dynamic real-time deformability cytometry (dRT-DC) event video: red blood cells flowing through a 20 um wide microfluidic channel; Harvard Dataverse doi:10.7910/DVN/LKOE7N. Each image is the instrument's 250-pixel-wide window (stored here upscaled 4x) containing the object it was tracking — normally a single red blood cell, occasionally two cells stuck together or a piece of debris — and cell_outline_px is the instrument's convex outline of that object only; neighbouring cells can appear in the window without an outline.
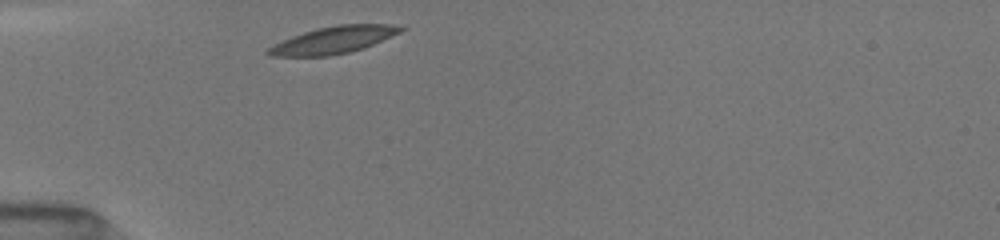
{"species": "common noctule bat (a hibernating species)", "species_latin": "Nyctalus noctula", "temperature_condition": "room temperature", "stored_images_in_passage": 1, "camera_frame_rate_fps": 3000, "um_per_image_px": 0.085, "animal": {"sex": "female", "body_mass_g": 19.5, "forearm_length_mm": 54.1}, "frame": {"image": 1, "passage_image": 1, "time_ms": 0.0, "image_size_px": [1000, 240], "cell_outline_px": [[408, 28], [400, 32], [364, 48], [348, 52], [328, 56], [268, 56], [264, 52], [272, 44], [292, 36], [316, 28], [340, 24], [388, 24]], "centroid_in_image_um": [28.3, 3.4], "position_along_channel_um": 56.7, "area_um2": 20.87}}